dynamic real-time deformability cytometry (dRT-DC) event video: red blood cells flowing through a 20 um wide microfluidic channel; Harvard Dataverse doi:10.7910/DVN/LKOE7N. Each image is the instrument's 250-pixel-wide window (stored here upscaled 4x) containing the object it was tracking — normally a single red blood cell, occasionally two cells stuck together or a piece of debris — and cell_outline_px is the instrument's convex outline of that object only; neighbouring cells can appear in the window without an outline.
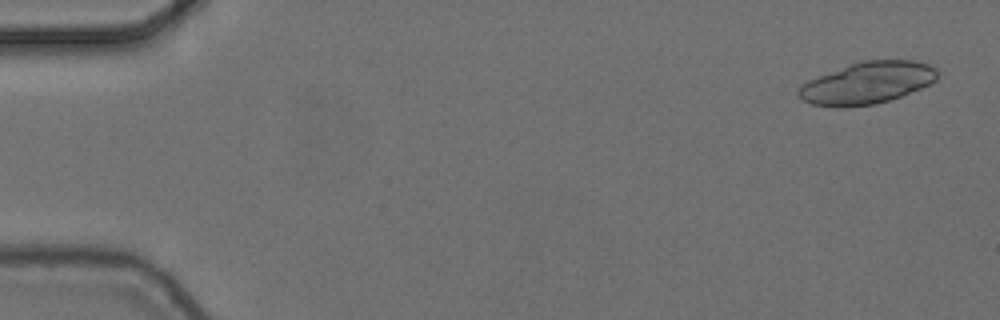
{"species": "common noctule bat (a hibernating species)", "species_latin": "Nyctalus noctula", "temperature_condition": "cold", "stored_images_in_passage": 5, "camera_frame_rate_fps": 3000, "um_per_image_px": 0.085, "animal": {"sex": "female", "body_mass_g": 24.6, "forearm_length_mm": 56.2}, "frame": {"image": 1, "passage_image": 1, "time_ms": 0.0, "image_size_px": [1000, 320], "cell_outline_px": [[940, 72], [936, 80], [920, 88], [900, 96], [888, 100], [872, 104], [844, 108], [812, 104], [804, 100], [796, 92], [808, 80], [852, 64], [864, 60], [916, 60], [932, 64]], "centroid_in_image_um": [73.78, 7.04], "position_along_channel_um": 11.2, "area_um2": 33.52}}